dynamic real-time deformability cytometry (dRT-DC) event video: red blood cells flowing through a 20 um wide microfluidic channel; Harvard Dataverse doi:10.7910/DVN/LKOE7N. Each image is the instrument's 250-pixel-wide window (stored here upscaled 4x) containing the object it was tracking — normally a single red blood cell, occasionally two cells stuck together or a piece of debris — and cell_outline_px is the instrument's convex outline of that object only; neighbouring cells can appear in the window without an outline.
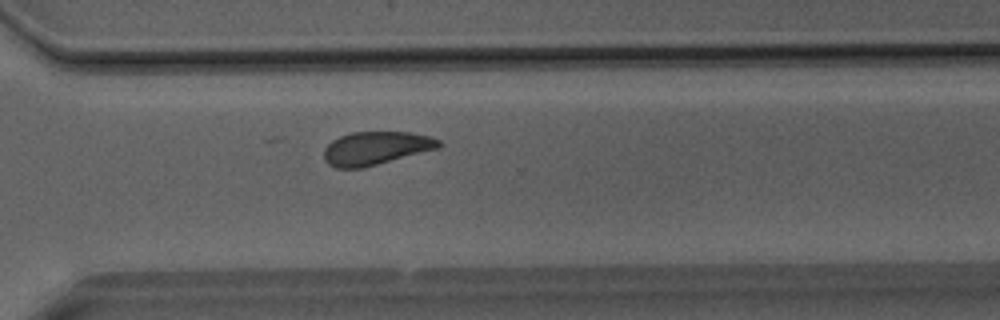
{"species": "Egyptian fruit bat (a non-hibernating species)", "species_latin": "Rousettus aegyptiacus", "temperature_condition": "room temperature", "stored_images_in_passage": 34, "camera_frame_rate_fps": 3000, "um_per_image_px": 0.085, "animal": {"sex": "male"}, "frame": {"image": 1, "passage_image": 23, "time_ms": 7.333, "image_size_px": [1000, 320], "cell_outline_px": [[444, 144], [440, 148], [360, 168], [336, 168], [328, 164], [324, 160], [324, 148], [332, 140], [340, 136], [352, 132], [408, 132], [428, 136], [440, 140]], "centroid_in_image_um": [31.95, 12.59], "position_along_channel_um": 338.7, "area_um2": 22.2}}
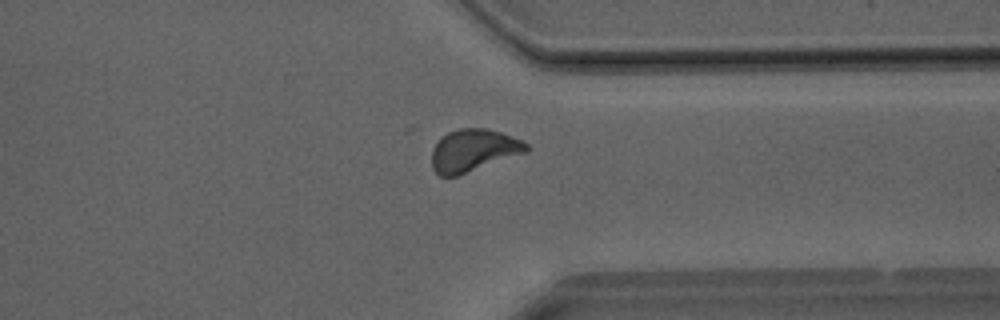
{"frame": {"image": 2, "passage_image": 25, "time_ms": 8.0, "image_size_px": [1000, 320], "cell_outline_px": [[532, 148], [528, 152], [456, 176], [440, 176], [432, 168], [432, 148], [440, 136], [448, 132], [460, 128], [484, 128], [500, 132], [512, 136], [528, 144]], "centroid_in_image_um": [40.24, 12.78], "position_along_channel_um": 371.2, "area_um2": 23.47}}
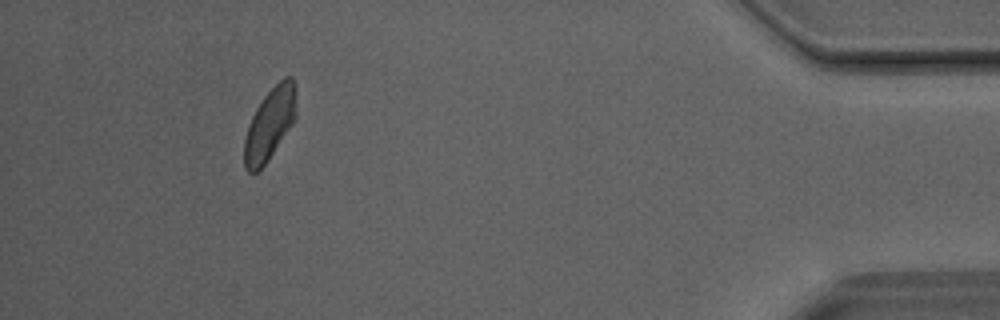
{"frame": {"image": 3, "passage_image": 31, "time_ms": 10.0, "image_size_px": [1000, 320], "cell_outline_px": [[296, 116], [292, 124], [264, 164], [256, 172], [248, 172], [244, 168], [244, 140], [248, 124], [256, 108], [264, 96], [284, 76], [292, 76], [296, 92]], "centroid_in_image_um": [22.92, 10.51], "position_along_channel_um": 412.3, "area_um2": 21.5}}